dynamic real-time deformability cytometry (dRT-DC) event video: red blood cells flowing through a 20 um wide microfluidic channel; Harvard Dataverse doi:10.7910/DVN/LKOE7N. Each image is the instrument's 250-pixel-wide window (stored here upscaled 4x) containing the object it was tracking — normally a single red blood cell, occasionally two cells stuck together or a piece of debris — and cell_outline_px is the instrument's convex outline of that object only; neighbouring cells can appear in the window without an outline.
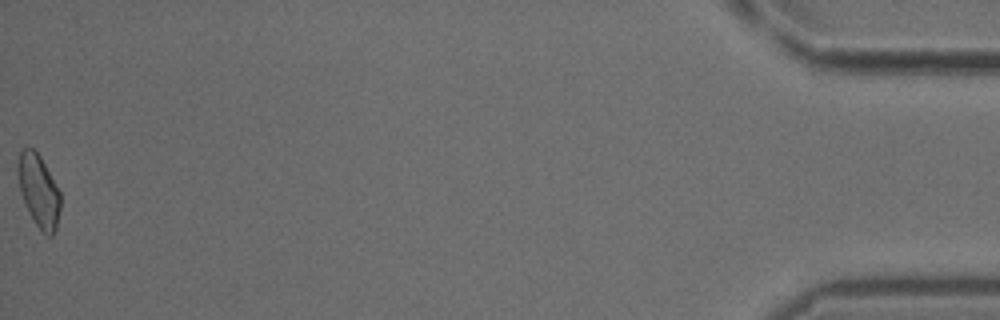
{"species": "common noctule bat (a hibernating species)", "species_latin": "Nyctalus noctula", "temperature_condition": "cold", "stored_images_in_passage": 49, "camera_frame_rate_fps": 3000, "um_per_image_px": 0.085, "animal": {"sex": "male", "body_mass_g": 18.8}, "frame": {"image": 1, "passage_image": 49, "time_ms": 16.0, "image_size_px": [1000, 320], "cell_outline_px": [[60, 208], [56, 228], [52, 236], [44, 236], [40, 232], [20, 192], [16, 168], [20, 152], [24, 148], [32, 148], [40, 156], [60, 192]], "centroid_in_image_um": [3.29, 16.23], "position_along_channel_um": 431.9, "area_um2": 17.8}}